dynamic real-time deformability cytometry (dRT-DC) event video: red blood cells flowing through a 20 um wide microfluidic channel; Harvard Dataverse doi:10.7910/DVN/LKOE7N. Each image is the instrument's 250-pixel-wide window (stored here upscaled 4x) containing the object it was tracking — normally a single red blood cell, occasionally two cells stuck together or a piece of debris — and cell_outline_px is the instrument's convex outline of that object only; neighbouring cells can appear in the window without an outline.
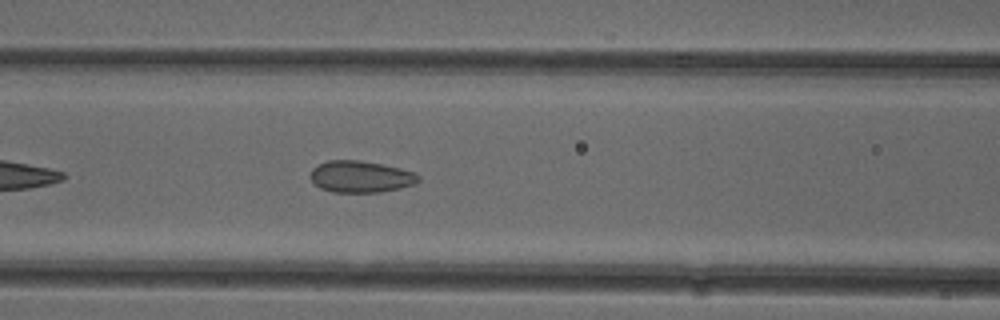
{"species": "common noctule bat (a hibernating species)", "species_latin": "Nyctalus noctula", "temperature_condition": "cold", "stored_images_in_passage": 39, "camera_frame_rate_fps": 3000, "um_per_image_px": 0.085, "animal": {"sex": "female"}, "frame": {"image": 1, "passage_image": 9, "time_ms": 2.667, "image_size_px": [1000, 320], "cell_outline_px": [[420, 180], [412, 184], [400, 188], [380, 192], [332, 192], [320, 188], [308, 176], [312, 168], [316, 164], [328, 160], [360, 160], [400, 168], [416, 172], [420, 176]], "centroid_in_image_um": [30.63, 15.01], "position_along_channel_um": 136.0, "area_um2": 20.06}}
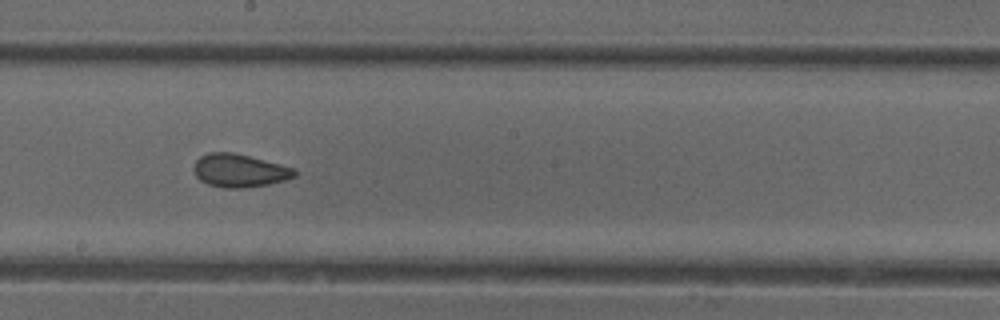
{"frame": {"image": 2, "passage_image": 16, "time_ms": 5.0, "image_size_px": [1000, 320], "cell_outline_px": [[296, 176], [284, 180], [268, 184], [240, 188], [224, 188], [208, 184], [200, 180], [196, 176], [192, 168], [196, 160], [200, 156], [208, 152], [232, 152], [296, 168]], "centroid_in_image_um": [20.33, 14.49], "position_along_channel_um": 227.9, "area_um2": 19.42}}
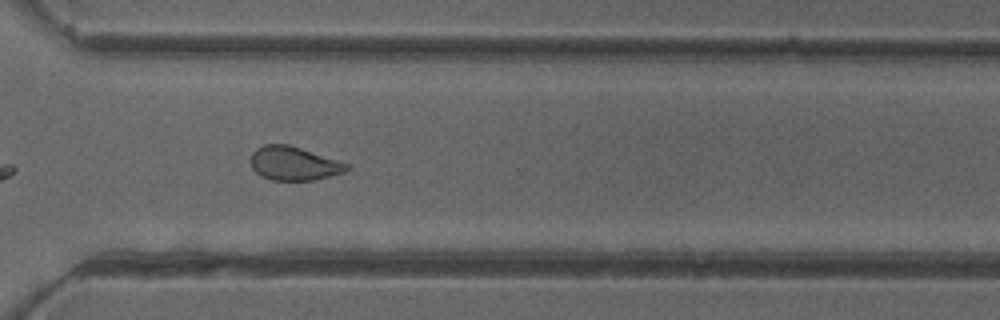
{"frame": {"image": 3, "passage_image": 25, "time_ms": 8.0, "image_size_px": [1000, 320], "cell_outline_px": [[352, 168], [344, 172], [312, 180], [272, 180], [260, 176], [252, 168], [252, 152], [256, 148], [264, 144], [288, 144], [352, 164]], "centroid_in_image_um": [25.01, 13.89], "position_along_channel_um": 345.6, "area_um2": 18.96}, "authors_computed_cell_mechanics": {"area_um2": 19.652, "velocity_mm_per_s": 3.94, "shape_relaxation_time_tau1_ms": null, "shape_relaxation_time_tau2_ms": 1.3517, "deformation_change_tau1": null, "deformation_change_tau2": 0.0657}}